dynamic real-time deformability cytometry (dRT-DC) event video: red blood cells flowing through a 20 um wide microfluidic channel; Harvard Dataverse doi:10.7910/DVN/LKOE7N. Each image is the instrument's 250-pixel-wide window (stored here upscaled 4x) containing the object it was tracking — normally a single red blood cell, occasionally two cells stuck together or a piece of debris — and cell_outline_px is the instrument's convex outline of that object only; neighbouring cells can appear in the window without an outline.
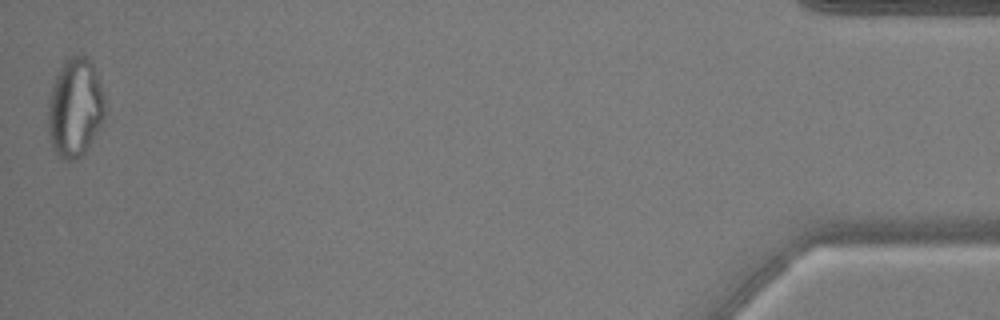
{"species": "common noctule bat (a hibernating species)", "species_latin": "Nyctalus noctula", "temperature_condition": "warm", "stored_images_in_passage": 53, "camera_frame_rate_fps": 3000, "um_per_image_px": 0.085, "animal": {"sex": "male", "body_mass_g": 17.9, "forearm_length_mm": 54.2}, "frame": {"image": 1, "passage_image": 53, "time_ms": 17.333, "image_size_px": [1000, 320], "cell_outline_px": [[104, 116], [100, 124], [84, 152], [76, 160], [64, 160], [52, 148], [48, 132], [48, 104], [52, 88], [56, 76], [64, 60], [76, 52], [84, 56], [92, 64], [104, 96]], "centroid_in_image_um": [6.35, 9.14], "position_along_channel_um": 428.9, "area_um2": 32.25}, "authors_computed_cell_mechanics": {"area_um2": 29.1312, "velocity_mm_per_s": 3.8652, "shape_relaxation_time_tau1_ms": null, "shape_relaxation_time_tau2_ms": 1.3292, "deformation_change_tau1": null, "deformation_change_tau2": 0.0956}}